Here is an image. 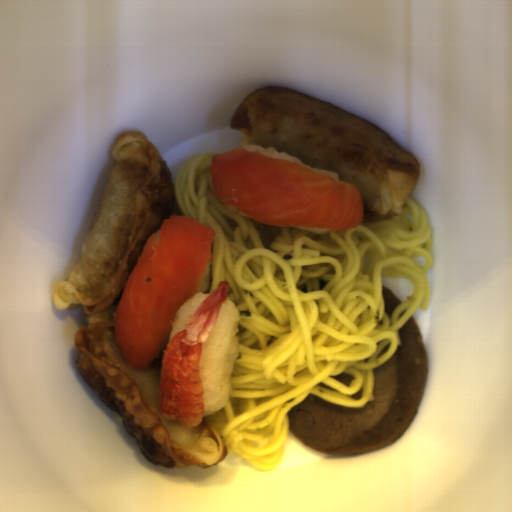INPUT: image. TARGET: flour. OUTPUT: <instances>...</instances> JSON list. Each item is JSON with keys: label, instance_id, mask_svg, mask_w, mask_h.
<instances>
[{"label": "flour", "instance_id": "c2a2500e", "mask_svg": "<svg viewBox=\"0 0 512 512\" xmlns=\"http://www.w3.org/2000/svg\"><path fill=\"white\" fill-rule=\"evenodd\" d=\"M178 211L170 170L154 142L140 129L117 135L80 256L52 296L55 309L86 315L74 336L75 369L99 403L120 418L149 465L206 468L228 456L223 439L204 418L185 429L161 413V370L153 362L136 369L118 345L113 324L148 237Z\"/></svg>", "mask_w": 512, "mask_h": 512}, {"label": "flour", "instance_id": "a7fe0414", "mask_svg": "<svg viewBox=\"0 0 512 512\" xmlns=\"http://www.w3.org/2000/svg\"><path fill=\"white\" fill-rule=\"evenodd\" d=\"M229 125L241 135L238 147L274 148L355 185L361 224L391 219L418 187L413 153L360 115L311 95L272 84L253 89Z\"/></svg>", "mask_w": 512, "mask_h": 512}]
</instances>
